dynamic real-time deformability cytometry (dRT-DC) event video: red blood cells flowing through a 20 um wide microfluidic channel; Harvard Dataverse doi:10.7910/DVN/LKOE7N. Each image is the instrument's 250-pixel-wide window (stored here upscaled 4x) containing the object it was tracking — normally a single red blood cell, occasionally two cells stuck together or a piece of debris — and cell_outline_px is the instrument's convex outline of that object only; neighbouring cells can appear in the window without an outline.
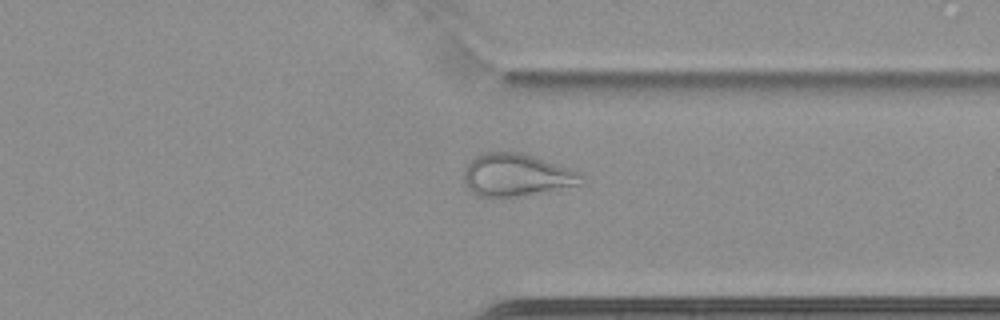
{"species": "common noctule bat (a hibernating species)", "species_latin": "Nyctalus noctula", "temperature_condition": "cold", "stored_images_in_passage": 43, "camera_frame_rate_fps": 3000, "um_per_image_px": 0.085, "animal": {"sex": "female", "body_mass_g": 22.7, "forearm_length_mm": 54.2}, "frame": {"image": 1, "passage_image": 30, "time_ms": 9.667, "image_size_px": [1000, 320], "cell_outline_px": [[580, 184], [500, 200], [476, 196], [464, 184], [464, 168], [476, 156], [484, 152], [520, 152], [580, 172]], "centroid_in_image_um": [43.79, 14.91], "position_along_channel_um": 367.6, "area_um2": 29.07}}
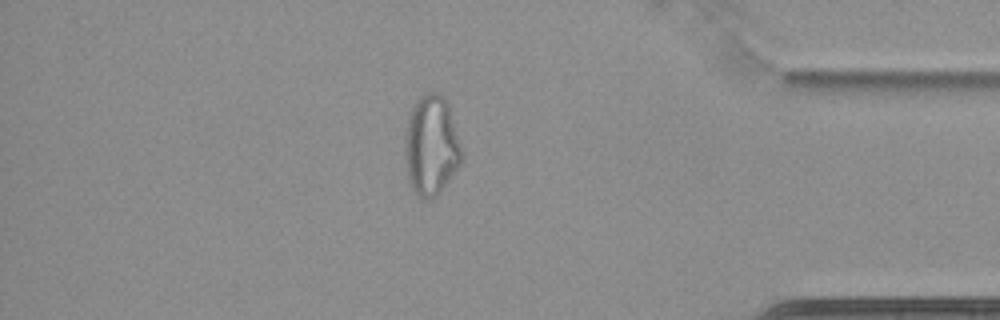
{"frame": {"image": 2, "passage_image": 35, "time_ms": 11.333, "image_size_px": [1000, 320], "cell_outline_px": [[464, 160], [440, 192], [432, 200], [424, 200], [412, 188], [408, 180], [404, 156], [404, 136], [408, 116], [412, 104], [420, 96], [428, 92], [440, 92], [444, 96], [448, 104], [464, 156]], "centroid_in_image_um": [36.64, 12.37], "position_along_channel_um": 398.6, "area_um2": 33.76}, "authors_computed_cell_mechanics": {"area_um2": 28.4376, "velocity_mm_per_s": 3.4834, "shape_relaxation_time_tau1_ms": null, "shape_relaxation_time_tau2_ms": 2.3148, "deformation_change_tau1": null, "deformation_change_tau2": 0.1033}}